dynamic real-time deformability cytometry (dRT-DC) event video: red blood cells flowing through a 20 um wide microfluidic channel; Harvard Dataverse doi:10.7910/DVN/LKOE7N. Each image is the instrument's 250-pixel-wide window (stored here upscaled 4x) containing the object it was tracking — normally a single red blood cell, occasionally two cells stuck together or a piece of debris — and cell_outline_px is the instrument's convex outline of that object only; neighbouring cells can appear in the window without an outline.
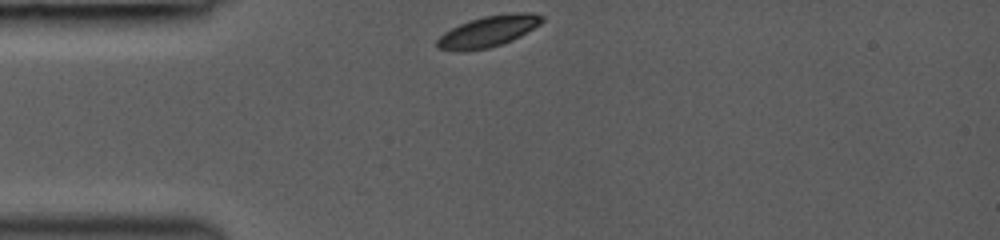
{"species": "common noctule bat (a hibernating species)", "species_latin": "Nyctalus noctula", "temperature_condition": "room temperature", "stored_images_in_passage": 30, "camera_frame_rate_fps": 3000, "um_per_image_px": 0.085, "animal": {"sex": "female", "body_mass_g": 19.0, "forearm_length_mm": 53.3}, "frame": {"image": 1, "passage_image": 1, "time_ms": 0.0, "image_size_px": [1000, 240], "cell_outline_px": [[544, 20], [540, 24], [520, 36], [512, 40], [488, 48], [464, 52], [456, 52], [436, 48], [436, 40], [444, 32], [460, 24], [484, 16], [516, 12], [532, 12], [544, 16]], "centroid_in_image_um": [41.48, 2.68], "position_along_channel_um": 43.5, "area_um2": 19.07}}
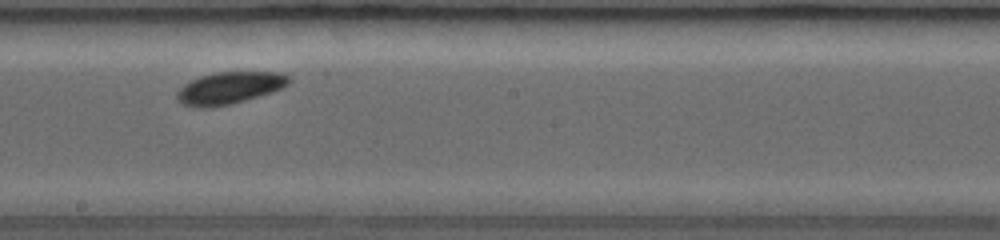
{"frame": {"image": 2, "passage_image": 16, "time_ms": 5.0, "image_size_px": [1000, 240], "cell_outline_px": [[292, 80], [288, 84], [272, 92], [244, 100], [212, 108], [192, 108], [176, 100], [176, 92], [184, 84], [200, 76], [212, 72], [284, 72], [292, 76]], "centroid_in_image_um": [19.5, 7.47], "position_along_channel_um": 228.7, "area_um2": 21.15}}
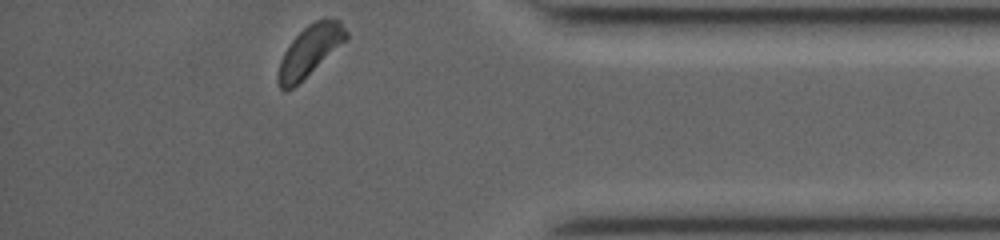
{"frame": {"image": 3, "passage_image": 30, "time_ms": 9.667, "image_size_px": [1000, 240], "cell_outline_px": [[348, 40], [292, 88], [284, 92], [280, 88], [276, 80], [280, 60], [284, 52], [292, 40], [308, 24], [324, 16], [340, 20], [348, 32]], "centroid_in_image_um": [26.36, 4.29], "position_along_channel_um": 408.8, "area_um2": 20.23}, "authors_computed_cell_mechanics": {"area_um2": 20.519, "velocity_mm_per_s": 4.1387, "shape_relaxation_time_tau1_ms": 0.8561, "shape_relaxation_time_tau2_ms": 2.7932, "deformation_change_tau1": 0.0519, "deformation_change_tau2": 0.0388}}